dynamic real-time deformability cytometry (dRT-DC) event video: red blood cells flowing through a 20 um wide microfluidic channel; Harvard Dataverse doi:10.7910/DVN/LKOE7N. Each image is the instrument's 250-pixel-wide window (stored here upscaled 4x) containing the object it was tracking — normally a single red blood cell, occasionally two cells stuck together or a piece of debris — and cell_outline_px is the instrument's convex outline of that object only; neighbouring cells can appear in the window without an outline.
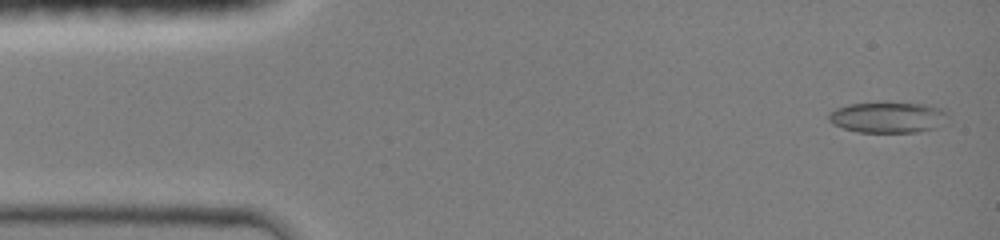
{"species": "common noctule bat (a hibernating species)", "species_latin": "Nyctalus noctula", "temperature_condition": "room temperature", "stored_images_in_passage": 46, "camera_frame_rate_fps": 3000, "um_per_image_px": 0.085, "animal": {"sex": "female", "body_mass_g": 19.0, "forearm_length_mm": 51.5}, "frame": {"image": 1, "passage_image": 2, "time_ms": 0.333, "image_size_px": [1000, 240], "cell_outline_px": [[952, 120], [948, 124], [936, 128], [916, 132], [856, 132], [832, 124], [828, 120], [828, 112], [836, 108], [848, 104], [884, 100], [888, 100], [924, 104], [944, 108], [948, 112]], "centroid_in_image_um": [75.56, 9.93], "position_along_channel_um": 9.4, "area_um2": 22.83}}
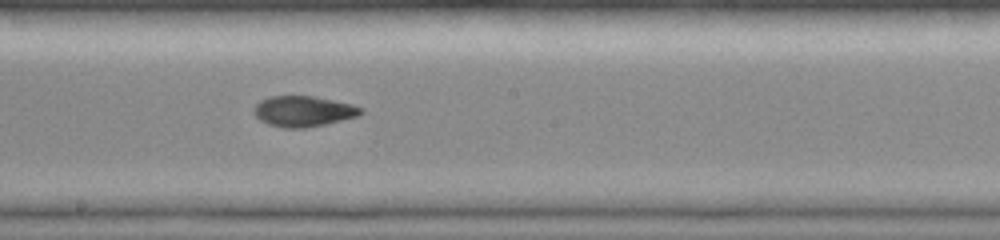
{"frame": {"image": 2, "passage_image": 25, "time_ms": 8.0, "image_size_px": [1000, 240], "cell_outline_px": [[364, 112], [360, 116], [324, 124], [304, 128], [284, 128], [268, 124], [260, 120], [252, 112], [252, 108], [260, 100], [268, 96], [312, 96], [352, 104], [364, 108]], "centroid_in_image_um": [25.78, 9.45], "position_along_channel_um": 222.4, "area_um2": 19.25}}
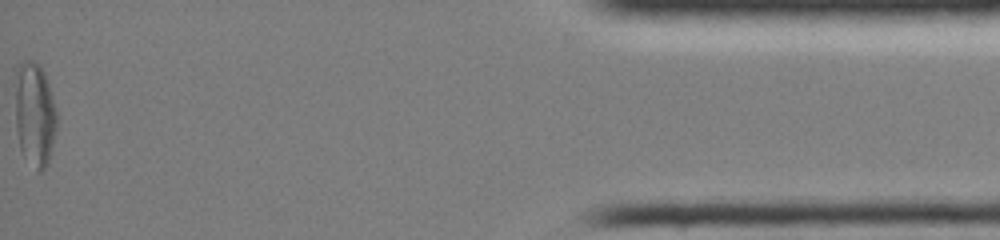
{"frame": {"image": 3, "passage_image": 46, "time_ms": 15.0, "image_size_px": [1000, 240], "cell_outline_px": [[56, 128], [52, 148], [48, 160], [44, 168], [40, 172], [36, 172], [20, 148], [16, 128], [16, 68], [24, 60], [32, 60], [40, 64], [44, 72], [52, 96], [56, 112]], "centroid_in_image_um": [2.95, 9.69], "position_along_channel_um": 432.3, "area_um2": 24.97}, "authors_computed_cell_mechanics": {"area_um2": 19.5942, "velocity_mm_per_s": 4.1757, "shape_relaxation_time_tau1_ms": null, "shape_relaxation_time_tau2_ms": 2.2777, "deformation_change_tau1": null, "deformation_change_tau2": 0.0633}}